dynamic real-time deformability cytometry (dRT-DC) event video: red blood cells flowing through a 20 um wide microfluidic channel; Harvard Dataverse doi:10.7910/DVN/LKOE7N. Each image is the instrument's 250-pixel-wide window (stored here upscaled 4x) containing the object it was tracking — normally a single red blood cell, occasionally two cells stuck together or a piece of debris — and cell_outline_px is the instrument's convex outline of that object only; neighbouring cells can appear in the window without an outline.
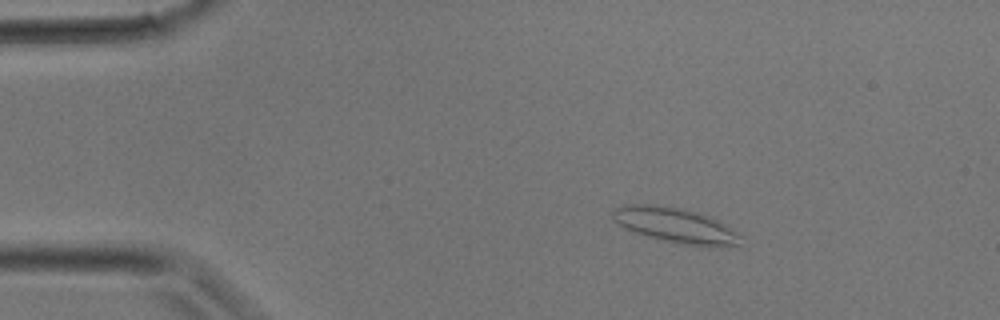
{"species": "common noctule bat (a hibernating species)", "species_latin": "Nyctalus noctula", "temperature_condition": "room temperature", "stored_images_in_passage": 31, "camera_frame_rate_fps": 3000, "um_per_image_px": 0.085, "animal": {"sex": "male", "body_mass_g": 17.9}, "frame": {"image": 1, "passage_image": 5, "time_ms": 1.333, "image_size_px": [1000, 320], "cell_outline_px": [[740, 248], [684, 244], [664, 240], [648, 236], [624, 228], [612, 220], [612, 208], [624, 204], [656, 204], [680, 208], [712, 216], [736, 232], [740, 236]], "centroid_in_image_um": [57.41, 19.14], "position_along_channel_um": 27.6, "area_um2": 26.3}}
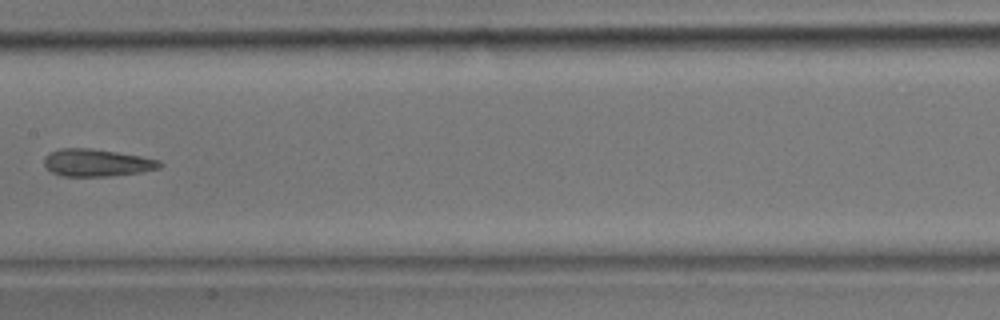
{"frame": {"image": 2, "passage_image": 16, "time_ms": 5.0, "image_size_px": [1000, 320], "cell_outline_px": [[164, 164], [160, 168], [140, 172], [112, 176], [64, 176], [52, 172], [44, 164], [44, 156], [48, 152], [60, 148], [92, 148], [140, 156], [160, 160]], "centroid_in_image_um": [8.23, 13.82], "position_along_channel_um": 199.2, "area_um2": 18.5}}
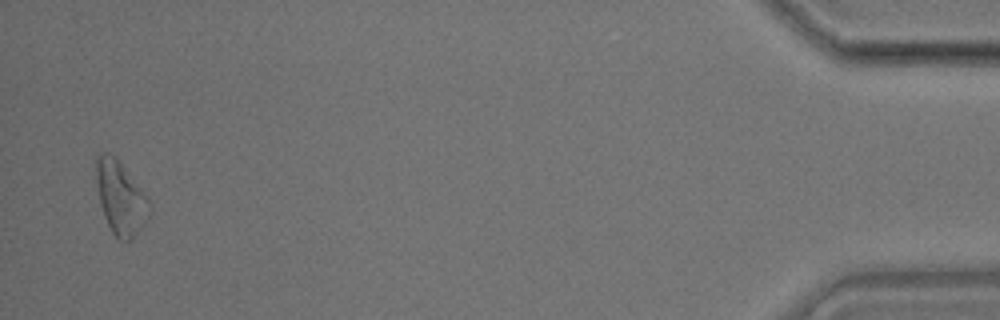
{"frame": {"image": 3, "passage_image": 31, "time_ms": 10.0, "image_size_px": [1000, 320], "cell_outline_px": [[152, 212], [144, 224], [132, 240], [120, 240], [112, 232], [104, 216], [100, 204], [96, 180], [96, 160], [104, 152], [108, 152], [120, 164], [148, 196], [152, 204]], "centroid_in_image_um": [10.29, 16.87], "position_along_channel_um": 424.9, "area_um2": 22.43}}